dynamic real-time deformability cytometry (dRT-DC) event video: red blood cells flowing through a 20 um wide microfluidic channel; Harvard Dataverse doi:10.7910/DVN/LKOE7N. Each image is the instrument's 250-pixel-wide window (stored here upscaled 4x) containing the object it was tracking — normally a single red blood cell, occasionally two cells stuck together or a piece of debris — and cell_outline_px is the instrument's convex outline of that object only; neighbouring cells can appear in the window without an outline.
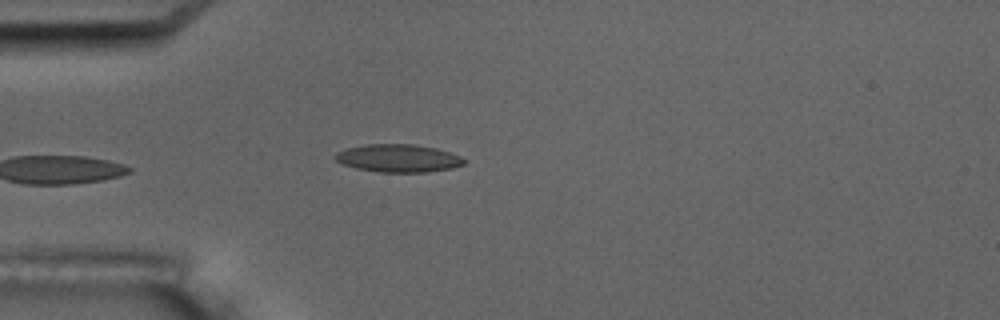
{"species": "common noctule bat (a hibernating species)", "species_latin": "Nyctalus noctula", "temperature_condition": "room temperature", "stored_images_in_passage": 5, "camera_frame_rate_fps": 3000, "um_per_image_px": 0.085, "animal": {"sex": "male", "body_mass_g": 17.5, "forearm_length_mm": 52.3}, "frame": {"image": 1, "passage_image": 4, "time_ms": 3.333, "image_size_px": [1000, 320], "cell_outline_px": [[464, 164], [452, 168], [424, 172], [380, 172], [356, 168], [344, 164], [336, 160], [332, 156], [336, 152], [348, 148], [368, 144], [412, 144], [436, 148], [460, 156], [464, 160]], "centroid_in_image_um": [33.83, 13.45], "position_along_channel_um": 51.2, "area_um2": 20.69}}